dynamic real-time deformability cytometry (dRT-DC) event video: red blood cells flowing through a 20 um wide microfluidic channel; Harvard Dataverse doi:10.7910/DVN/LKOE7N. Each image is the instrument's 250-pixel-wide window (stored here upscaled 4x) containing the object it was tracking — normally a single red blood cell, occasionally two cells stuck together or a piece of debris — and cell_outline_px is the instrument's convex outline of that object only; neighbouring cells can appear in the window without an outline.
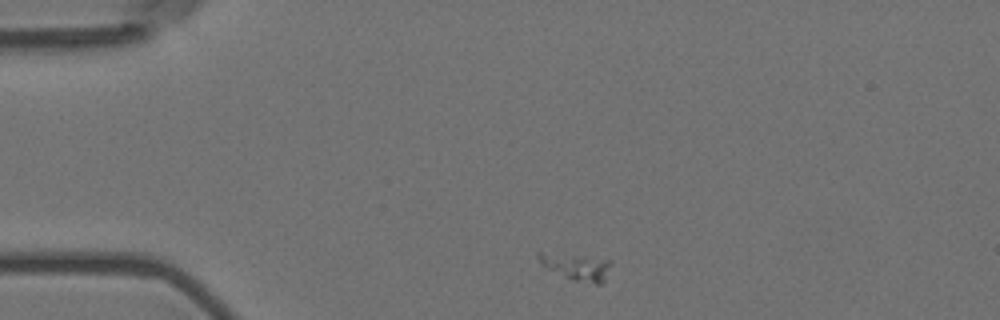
{"species": "Egyptian fruit bat (a non-hibernating species)", "species_latin": "Rousettus aegyptiacus", "temperature_condition": "room temperature", "stored_images_in_passage": 8, "camera_frame_rate_fps": 3000, "um_per_image_px": 0.085, "animal": {"sex": "female"}, "frame": {"image": 1, "passage_image": 1, "time_ms": 0.0, "image_size_px": [1000, 320], "cell_outline_px": [[612, 264], [604, 284], [596, 284], [572, 280], [540, 264], [536, 256], [536, 252], [540, 252], [580, 256], [612, 260]], "centroid_in_image_um": [49.04, 22.69], "position_along_channel_um": 36.0, "area_um2": 11.21}}
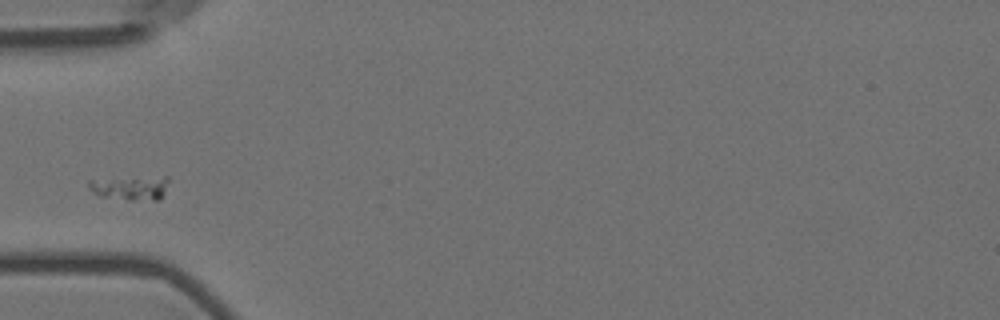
{"frame": {"image": 2, "passage_image": 3, "time_ms": 0.667, "image_size_px": [1000, 320], "cell_outline_px": [[168, 180], [164, 192], [160, 200], [128, 200], [96, 196], [88, 188], [88, 180], [164, 176], [168, 176]], "centroid_in_image_um": [11.06, 15.98], "position_along_channel_um": 73.9, "area_um2": 11.33}}
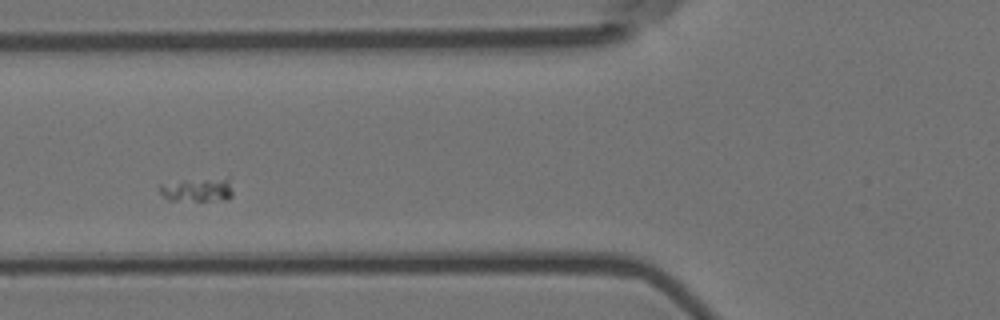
{"frame": {"image": 3, "passage_image": 4, "time_ms": 1.0, "image_size_px": [1000, 320], "cell_outline_px": [[232, 196], [228, 200], [168, 200], [160, 192], [160, 184], [184, 180], [228, 176], [232, 192]], "centroid_in_image_um": [16.84, 16.1], "position_along_channel_um": 109.0, "area_um2": 10.29}}